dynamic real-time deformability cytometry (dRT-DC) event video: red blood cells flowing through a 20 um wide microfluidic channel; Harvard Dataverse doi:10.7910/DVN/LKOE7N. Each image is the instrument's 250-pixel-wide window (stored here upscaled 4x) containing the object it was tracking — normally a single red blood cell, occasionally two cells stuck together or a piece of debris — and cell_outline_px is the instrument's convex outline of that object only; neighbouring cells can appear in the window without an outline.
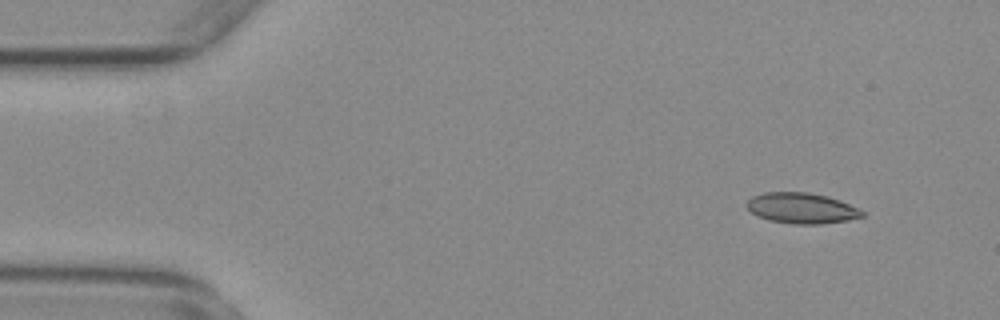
{"species": "common noctule bat (a hibernating species)", "species_latin": "Nyctalus noctula", "temperature_condition": "warm", "stored_images_in_passage": 55, "camera_frame_rate_fps": 3000, "um_per_image_px": 0.085, "animal": {"sex": "female", "body_mass_g": 29.2, "forearm_length_mm": 56.3}, "frame": {"image": 1, "passage_image": 5, "time_ms": 1.333, "image_size_px": [1000, 320], "cell_outline_px": [[864, 216], [848, 220], [820, 224], [792, 224], [768, 220], [756, 216], [744, 204], [752, 196], [764, 192], [808, 192], [828, 196], [840, 200], [864, 212]], "centroid_in_image_um": [68.1, 17.69], "position_along_channel_um": 16.9, "area_um2": 20.69}}
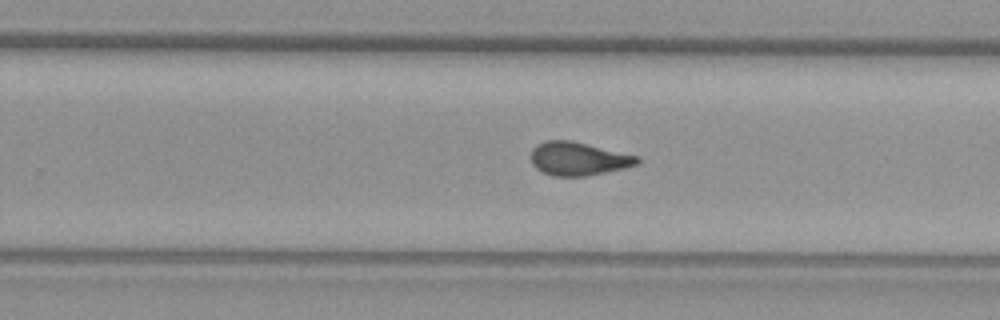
{"frame": {"image": 2, "passage_image": 34, "time_ms": 11.0, "image_size_px": [1000, 320], "cell_outline_px": [[640, 164], [624, 168], [588, 176], [552, 176], [536, 168], [532, 164], [532, 148], [536, 144], [544, 140], [572, 140], [640, 156]], "centroid_in_image_um": [49.19, 13.48], "position_along_channel_um": 280.6, "area_um2": 20.92}}
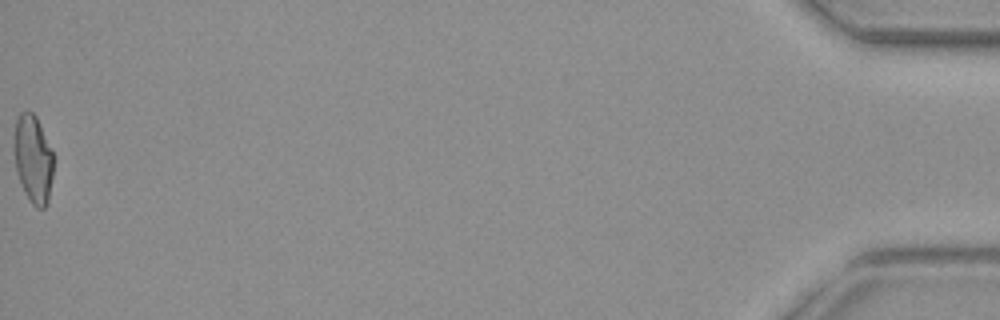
{"frame": {"image": 3, "passage_image": 55, "time_ms": 18.0, "image_size_px": [1000, 320], "cell_outline_px": [[52, 176], [48, 204], [44, 208], [36, 208], [32, 204], [24, 192], [16, 172], [12, 148], [12, 144], [16, 120], [20, 112], [32, 112], [36, 116], [52, 152]], "centroid_in_image_um": [2.77, 13.53], "position_along_channel_um": 432.4, "area_um2": 20.35}, "authors_computed_cell_mechanics": {"area_um2": 20.6924, "velocity_mm_per_s": 3.7472, "shape_relaxation_time_tau1_ms": 8.6301, "shape_relaxation_time_tau2_ms": 1.6036, "deformation_change_tau1": 0.2068, "deformation_change_tau2": 0.0675}}